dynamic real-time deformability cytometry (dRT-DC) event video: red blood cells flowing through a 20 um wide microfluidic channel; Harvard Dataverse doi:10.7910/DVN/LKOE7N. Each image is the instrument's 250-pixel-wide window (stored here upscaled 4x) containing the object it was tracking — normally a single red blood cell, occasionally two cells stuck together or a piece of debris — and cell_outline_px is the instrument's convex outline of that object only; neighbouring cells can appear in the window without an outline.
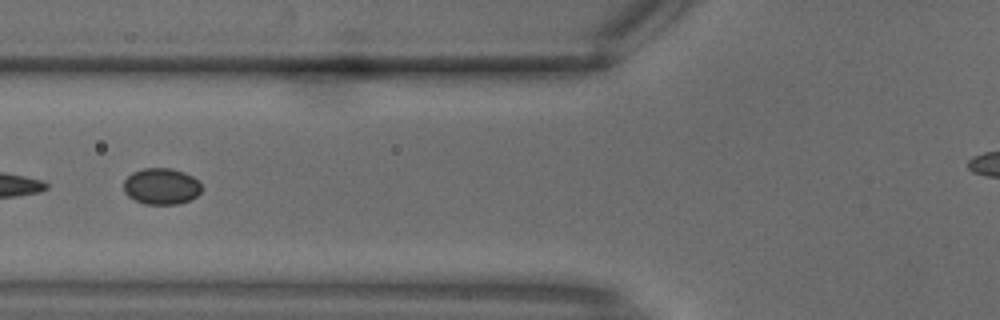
{"species": "common noctule bat (a hibernating species)", "species_latin": "Nyctalus noctula", "temperature_condition": "warm", "stored_images_in_passage": 32, "camera_frame_rate_fps": 3000, "um_per_image_px": 0.085, "animal": {"sex": "male", "body_mass_g": 18.8}, "frame": {"image": 1, "passage_image": 13, "time_ms": 4.0, "image_size_px": [1000, 320], "cell_outline_px": [[204, 188], [196, 196], [188, 200], [176, 204], [144, 204], [128, 196], [124, 192], [124, 180], [132, 172], [144, 168], [172, 168], [184, 172], [192, 176]], "centroid_in_image_um": [13.71, 15.83], "position_along_channel_um": 112.1, "area_um2": 16.47}}
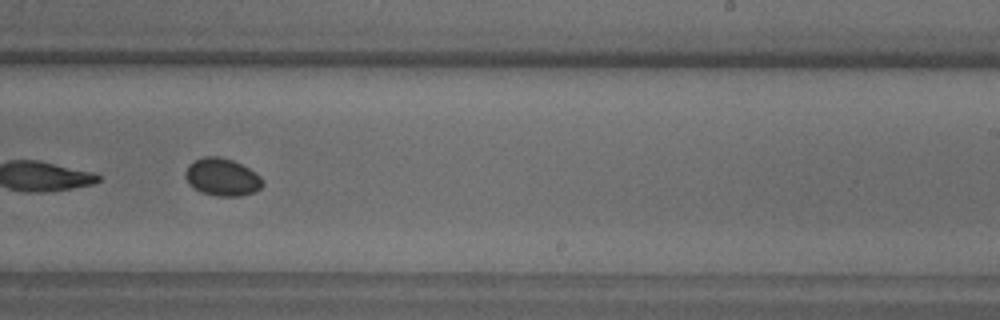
{"frame": {"image": 2, "passage_image": 20, "time_ms": 6.333, "image_size_px": [1000, 320], "cell_outline_px": [[264, 184], [256, 192], [240, 196], [216, 196], [200, 192], [188, 184], [184, 176], [184, 172], [188, 164], [204, 156], [220, 156], [232, 160], [248, 168], [260, 176], [264, 180]], "centroid_in_image_um": [18.86, 15.06], "position_along_channel_um": 270.1, "area_um2": 17.11}}
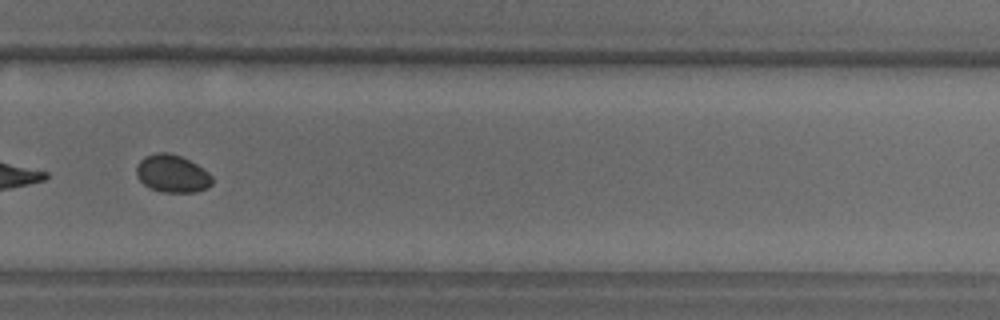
{"frame": {"image": 3, "passage_image": 22, "time_ms": 7.0, "image_size_px": [1000, 320], "cell_outline_px": [[212, 184], [208, 188], [196, 192], [160, 192], [144, 184], [136, 176], [136, 164], [144, 156], [156, 152], [168, 152], [180, 156], [196, 164], [208, 172], [212, 176]], "centroid_in_image_um": [14.62, 14.76], "position_along_channel_um": 315.2, "area_um2": 16.7}}